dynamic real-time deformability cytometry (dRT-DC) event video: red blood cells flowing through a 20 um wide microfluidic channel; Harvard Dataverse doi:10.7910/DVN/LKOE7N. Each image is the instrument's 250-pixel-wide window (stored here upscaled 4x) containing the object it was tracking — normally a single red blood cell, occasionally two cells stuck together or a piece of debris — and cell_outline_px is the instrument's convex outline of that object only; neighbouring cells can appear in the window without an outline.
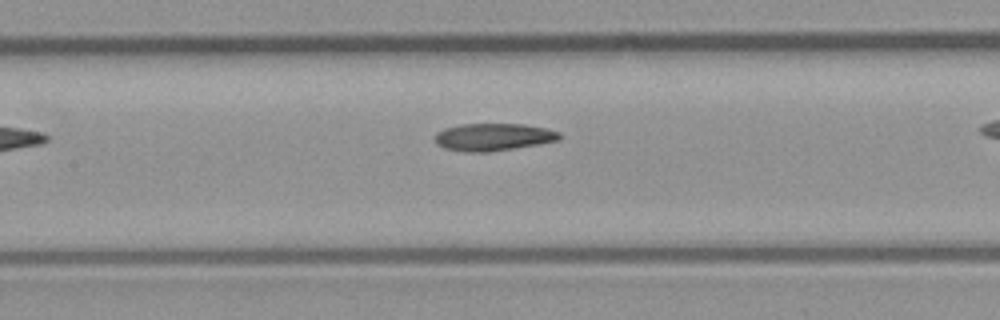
{"species": "common noctule bat (a hibernating species)", "species_latin": "Nyctalus noctula", "temperature_condition": "room temperature", "stored_images_in_passage": 8, "segment_of_instrument_passage": [1, 2], "camera_frame_rate_fps": 3000, "um_per_image_px": 0.085, "animal": {"sex": "male", "body_mass_g": 23.1, "forearm_length_mm": 52.7}, "frame": {"image": 1, "passage_image": 7, "time_ms": 2.0, "image_size_px": [1000, 320], "cell_outline_px": [[560, 140], [540, 144], [488, 152], [464, 152], [444, 148], [436, 144], [436, 132], [444, 128], [460, 124], [524, 124], [544, 128], [560, 132]], "centroid_in_image_um": [41.92, 11.65], "position_along_channel_um": 165.5, "area_um2": 19.94}}